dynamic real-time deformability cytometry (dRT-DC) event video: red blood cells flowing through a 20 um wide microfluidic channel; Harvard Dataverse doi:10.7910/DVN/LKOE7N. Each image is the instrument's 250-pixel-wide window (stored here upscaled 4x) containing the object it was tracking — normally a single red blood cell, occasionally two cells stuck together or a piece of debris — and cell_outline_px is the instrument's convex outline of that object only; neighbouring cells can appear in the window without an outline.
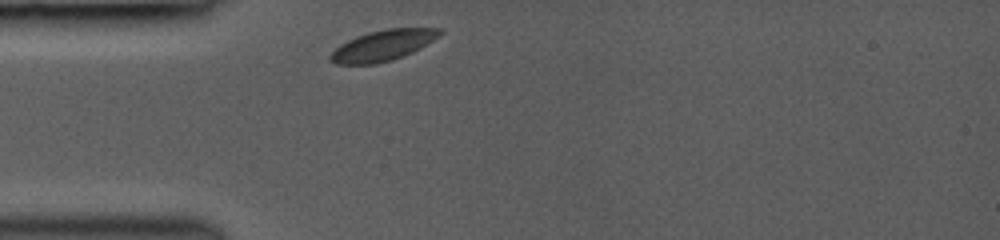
{"species": "common noctule bat (a hibernating species)", "species_latin": "Nyctalus noctula", "temperature_condition": "room temperature", "stored_images_in_passage": 4, "camera_frame_rate_fps": 3000, "um_per_image_px": 0.085, "animal": {"sex": "female", "body_mass_g": 19.0, "forearm_length_mm": 53.3}, "frame": {"image": 1, "passage_image": 1, "time_ms": 0.0, "image_size_px": [1000, 240], "cell_outline_px": [[444, 32], [440, 36], [420, 48], [412, 52], [392, 60], [376, 64], [336, 64], [328, 60], [328, 56], [340, 44], [356, 36], [368, 32], [384, 28], [440, 28]], "centroid_in_image_um": [32.54, 3.86], "position_along_channel_um": 52.5, "area_um2": 19.71}}
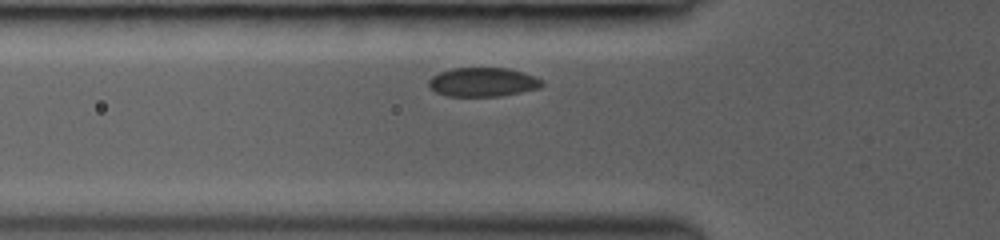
{"frame": {"image": 2, "passage_image": 3, "time_ms": 1.0, "image_size_px": [1000, 240], "cell_outline_px": [[544, 84], [540, 88], [500, 96], [448, 96], [436, 92], [428, 84], [428, 80], [432, 76], [440, 72], [452, 68], [508, 68], [544, 80]], "centroid_in_image_um": [41.04, 6.98], "position_along_channel_um": 84.8, "area_um2": 19.02}}